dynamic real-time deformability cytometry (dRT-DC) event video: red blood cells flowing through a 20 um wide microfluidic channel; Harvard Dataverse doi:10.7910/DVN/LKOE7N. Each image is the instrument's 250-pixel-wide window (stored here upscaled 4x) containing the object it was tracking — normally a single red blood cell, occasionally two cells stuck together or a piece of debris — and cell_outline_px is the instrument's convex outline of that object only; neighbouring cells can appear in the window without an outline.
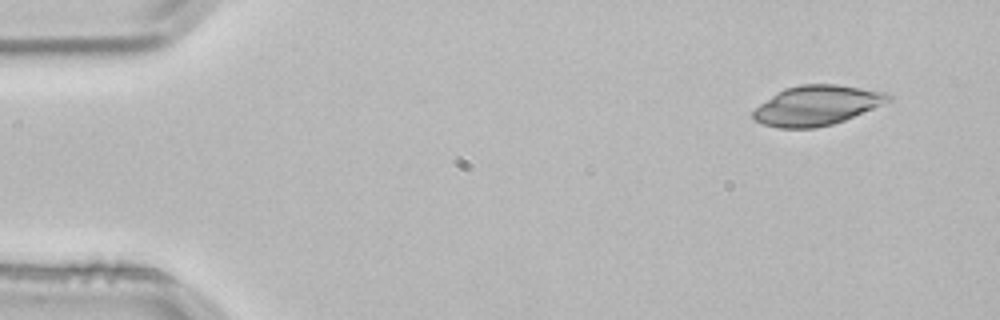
{"species": "common noctule bat (a hibernating species)", "species_latin": "Nyctalus noctula", "temperature_condition": "room temperature", "stored_images_in_passage": 3, "camera_frame_rate_fps": 3000, "um_per_image_px": 0.085, "animal": {"sex": "male", "body_mass_g": 21.5, "forearm_length_mm": 52.0}, "frame": {"image": 1, "passage_image": 1, "time_ms": 0.0, "image_size_px": [1000, 320], "cell_outline_px": [[892, 100], [844, 120], [832, 124], [816, 128], [776, 128], [752, 120], [752, 112], [760, 104], [784, 88], [800, 84], [836, 84], [888, 92], [892, 96]], "centroid_in_image_um": [69.42, 8.96], "position_along_channel_um": 15.6, "area_um2": 31.33}}